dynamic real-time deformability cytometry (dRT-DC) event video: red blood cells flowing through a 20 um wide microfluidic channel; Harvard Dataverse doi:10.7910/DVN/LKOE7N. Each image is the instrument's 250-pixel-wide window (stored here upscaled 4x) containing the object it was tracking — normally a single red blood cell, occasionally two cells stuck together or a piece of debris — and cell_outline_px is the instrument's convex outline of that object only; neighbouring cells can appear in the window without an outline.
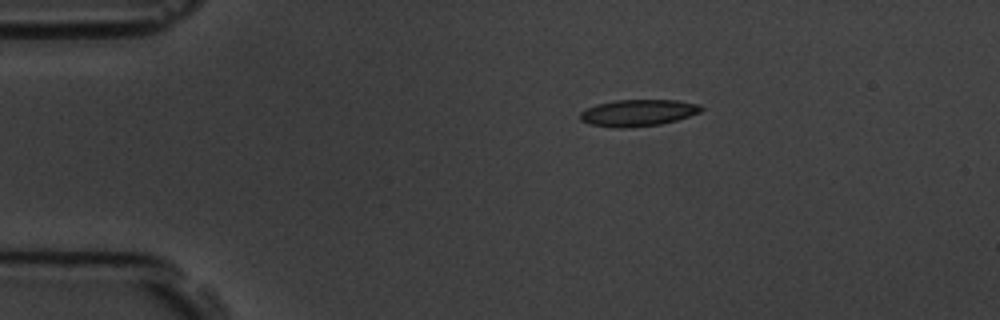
{"species": "common noctule bat (a hibernating species)", "species_latin": "Nyctalus noctula", "temperature_condition": "room temperature", "stored_images_in_passage": 2, "camera_frame_rate_fps": 3000, "um_per_image_px": 0.085, "animal": {"sex": "male", "body_mass_g": 19.5, "forearm_length_mm": 54.6}, "frame": {"image": 1, "passage_image": 1, "time_ms": 0.0, "image_size_px": [1000, 320], "cell_outline_px": [[704, 108], [700, 112], [676, 120], [660, 124], [624, 128], [616, 128], [588, 124], [580, 120], [580, 112], [596, 104], [616, 100], [676, 100], [700, 104]], "centroid_in_image_um": [54.22, 9.59], "position_along_channel_um": 30.8, "area_um2": 18.79}}